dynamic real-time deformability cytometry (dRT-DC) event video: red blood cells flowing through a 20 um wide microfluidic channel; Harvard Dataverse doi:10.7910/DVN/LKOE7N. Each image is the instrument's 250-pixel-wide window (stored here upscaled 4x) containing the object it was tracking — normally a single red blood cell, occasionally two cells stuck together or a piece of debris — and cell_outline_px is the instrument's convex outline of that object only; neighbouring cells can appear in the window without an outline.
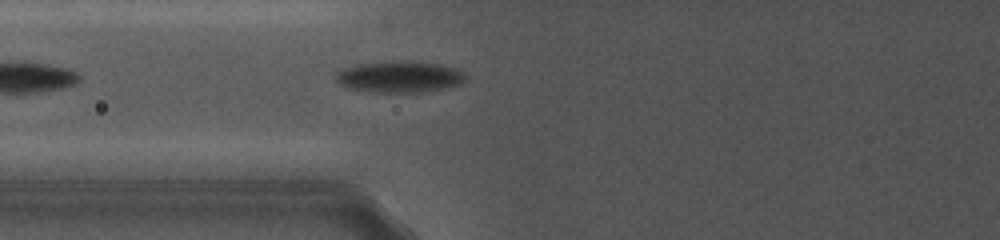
{"species": "common noctule bat (a hibernating species)", "species_latin": "Nyctalus noctula", "temperature_condition": "cold", "stored_images_in_passage": 5, "camera_frame_rate_fps": 5000, "um_per_image_px": 0.085, "animal": {"sex": "female", "body_mass_g": 19.0, "forearm_length_mm": 56.7}, "frame": {"image": 1, "passage_image": 5, "time_ms": 3.8, "image_size_px": [1000, 240], "cell_outline_px": [[464, 80], [460, 84], [444, 88], [424, 92], [368, 92], [348, 88], [340, 84], [336, 80], [336, 72], [344, 68], [356, 64], [396, 60], [416, 60], [444, 64], [456, 68], [464, 72]], "centroid_in_image_um": [33.96, 6.5], "position_along_channel_um": 91.8, "area_um2": 24.22}}